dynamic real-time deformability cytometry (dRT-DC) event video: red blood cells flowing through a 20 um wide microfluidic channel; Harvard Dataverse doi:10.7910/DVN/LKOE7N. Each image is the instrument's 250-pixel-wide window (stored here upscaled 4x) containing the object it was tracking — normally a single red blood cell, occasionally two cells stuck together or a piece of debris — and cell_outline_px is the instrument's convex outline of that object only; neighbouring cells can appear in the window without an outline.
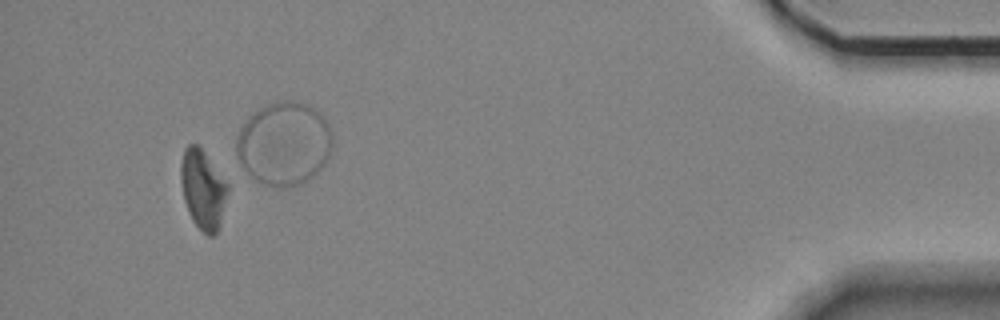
{"species": "Egyptian fruit bat (a non-hibernating species)", "species_latin": "Rousettus aegyptiacus", "temperature_condition": "room temperature", "stored_images_in_passage": 57, "camera_frame_rate_fps": 3000, "um_per_image_px": 0.085, "animal": {"sex": "female"}, "frame": {"image": 1, "passage_image": 53, "time_ms": 17.333, "image_size_px": [1000, 320], "cell_outline_px": [[228, 192], [220, 224], [216, 232], [212, 236], [208, 236], [192, 220], [188, 212], [184, 200], [180, 180], [180, 164], [184, 148], [188, 144], [196, 144], [204, 152], [228, 184]], "centroid_in_image_um": [17.22, 16.09], "position_along_channel_um": 418.0, "area_um2": 21.5}}